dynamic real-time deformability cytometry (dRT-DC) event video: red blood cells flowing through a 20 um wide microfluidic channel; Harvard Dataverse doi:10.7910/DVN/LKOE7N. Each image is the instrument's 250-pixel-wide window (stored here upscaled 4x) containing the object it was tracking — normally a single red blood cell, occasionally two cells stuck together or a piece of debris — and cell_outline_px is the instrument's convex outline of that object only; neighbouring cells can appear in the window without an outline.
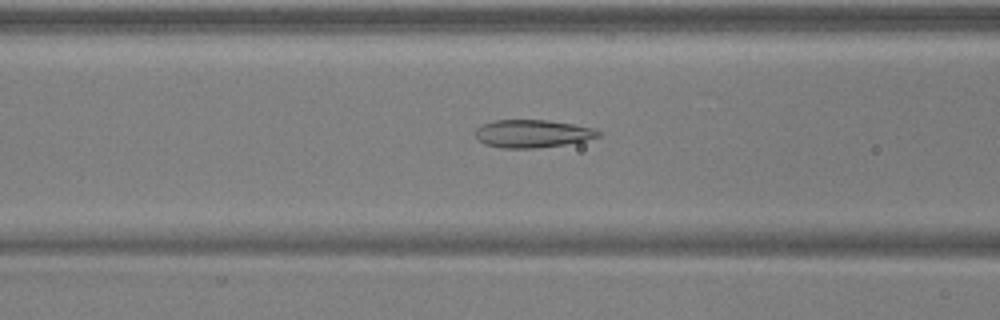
{"species": "common noctule bat (a hibernating species)", "species_latin": "Nyctalus noctula", "temperature_condition": "warm", "stored_images_in_passage": 49, "camera_frame_rate_fps": 3000, "um_per_image_px": 0.085, "animal": {"sex": "male", "body_mass_g": 17.9, "forearm_length_mm": 54.2}, "frame": {"image": 1, "passage_image": 21, "time_ms": 6.667, "image_size_px": [1000, 320], "cell_outline_px": [[600, 136], [584, 140], [564, 144], [536, 148], [500, 148], [484, 144], [476, 136], [476, 128], [484, 124], [496, 120], [548, 120], [572, 124], [592, 128], [600, 132]], "centroid_in_image_um": [45.23, 11.36], "position_along_channel_um": 121.4, "area_um2": 19.65}}
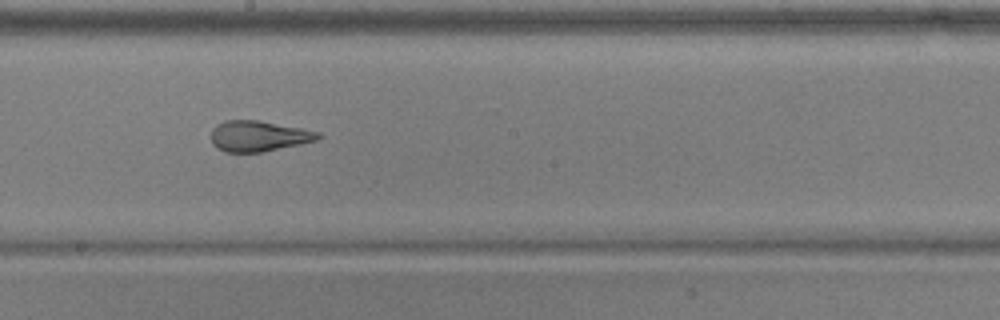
{"frame": {"image": 2, "passage_image": 29, "time_ms": 9.333, "image_size_px": [1000, 320], "cell_outline_px": [[324, 136], [320, 140], [264, 152], [224, 152], [216, 148], [212, 144], [212, 128], [216, 124], [228, 120], [256, 120], [300, 128], [320, 132]], "centroid_in_image_um": [22.01, 11.58], "position_along_channel_um": 226.2, "area_um2": 19.31}}
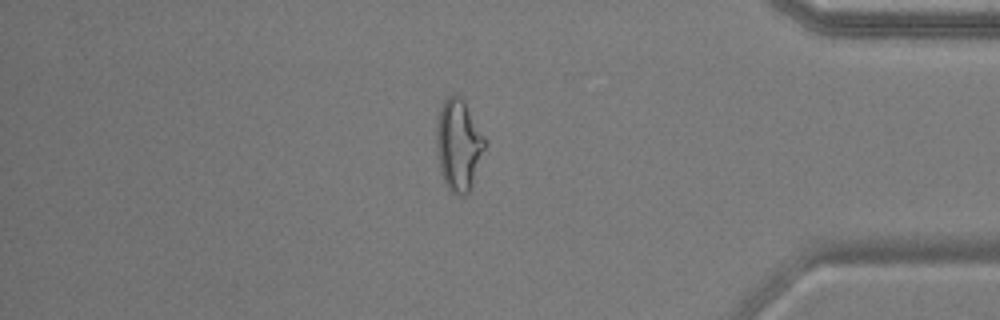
{"frame": {"image": 3, "passage_image": 44, "time_ms": 14.333, "image_size_px": [1000, 320], "cell_outline_px": [[484, 148], [472, 188], [464, 196], [452, 192], [448, 188], [440, 172], [436, 144], [436, 128], [440, 108], [444, 100], [448, 96], [456, 96], [464, 100], [484, 136]], "centroid_in_image_um": [38.96, 12.34], "position_along_channel_um": 396.2, "area_um2": 25.43}, "authors_computed_cell_mechanics": {"area_um2": 21.1548, "velocity_mm_per_s": 3.9284, "shape_relaxation_time_tau1_ms": 5.235, "shape_relaxation_time_tau2_ms": 1.1123, "deformation_change_tau1": 0.2167, "deformation_change_tau2": 0.0995}}